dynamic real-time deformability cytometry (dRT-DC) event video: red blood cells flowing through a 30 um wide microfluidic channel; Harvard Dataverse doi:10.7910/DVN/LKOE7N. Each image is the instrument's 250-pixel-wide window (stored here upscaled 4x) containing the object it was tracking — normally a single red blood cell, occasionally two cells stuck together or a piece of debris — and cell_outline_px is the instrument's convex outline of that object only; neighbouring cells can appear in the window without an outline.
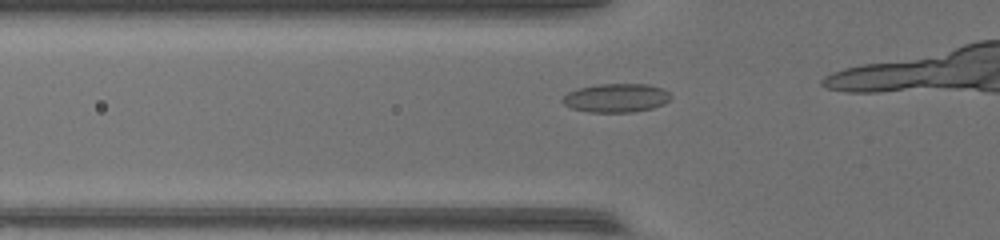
{"species": "common noctule bat (a hibernating species)", "species_latin": "Nyctalus noctula", "temperature_condition": "warm", "stored_images_in_passage": 13, "camera_frame_rate_fps": 3000, "um_per_image_px": 0.085, "animal": {"sex": "female", "body_mass_g": 17.0, "forearm_length_mm": 48.0}, "frame": {"image": 1, "passage_image": 8, "time_ms": 2.333, "image_size_px": [1000, 240], "cell_outline_px": [[672, 96], [664, 104], [652, 108], [632, 112], [588, 112], [572, 108], [564, 104], [560, 100], [568, 92], [580, 88], [600, 84], [648, 84], [664, 88]], "centroid_in_image_um": [52.39, 8.32], "position_along_channel_um": 73.4, "area_um2": 18.09}}
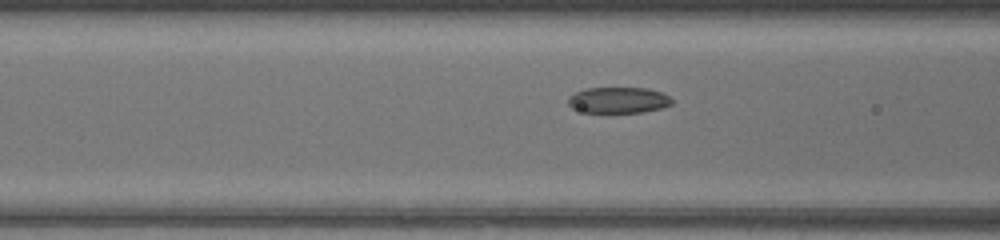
{"frame": {"image": 2, "passage_image": 11, "time_ms": 3.333, "image_size_px": [1000, 240], "cell_outline_px": [[672, 104], [660, 108], [640, 112], [584, 112], [572, 108], [568, 104], [568, 96], [576, 92], [588, 88], [648, 88], [660, 92], [668, 96], [672, 100]], "centroid_in_image_um": [52.54, 8.5], "position_along_channel_um": 114.1, "area_um2": 15.55}}